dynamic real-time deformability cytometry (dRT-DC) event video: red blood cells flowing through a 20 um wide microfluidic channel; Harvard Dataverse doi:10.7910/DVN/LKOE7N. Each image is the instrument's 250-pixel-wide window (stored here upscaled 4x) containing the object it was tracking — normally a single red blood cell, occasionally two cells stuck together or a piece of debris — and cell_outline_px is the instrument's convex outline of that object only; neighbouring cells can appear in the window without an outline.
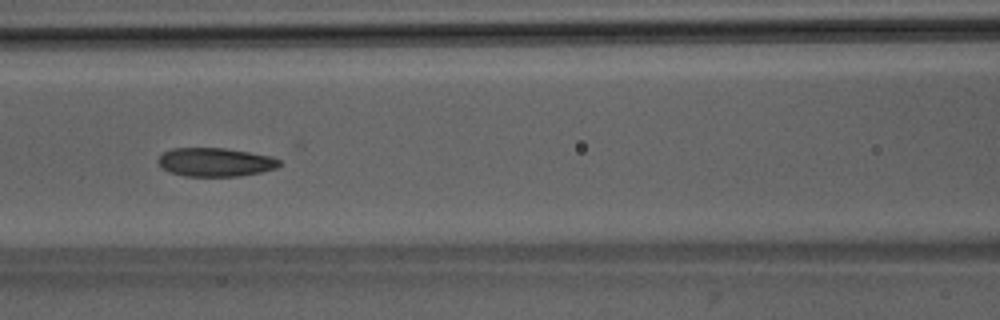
{"species": "Egyptian fruit bat (a non-hibernating species)", "species_latin": "Rousettus aegyptiacus", "temperature_condition": "room temperature", "stored_images_in_passage": 43, "camera_frame_rate_fps": 3000, "um_per_image_px": 0.085, "animal": {"sex": "male"}, "frame": {"image": 1, "passage_image": 24, "time_ms": 7.667, "image_size_px": [1000, 320], "cell_outline_px": [[280, 164], [276, 168], [260, 172], [240, 176], [184, 176], [168, 172], [160, 168], [156, 160], [164, 152], [172, 148], [224, 148], [272, 156], [280, 160]], "centroid_in_image_um": [18.25, 13.79], "position_along_channel_um": 148.3, "area_um2": 20.35}, "authors_computed_cell_mechanics": {"area_um2": 21.2126, "velocity_mm_per_s": 3.9983, "shape_relaxation_time_tau1_ms": null, "shape_relaxation_time_tau2_ms": 2.6548, "deformation_change_tau1": null, "deformation_change_tau2": 0.0705}}